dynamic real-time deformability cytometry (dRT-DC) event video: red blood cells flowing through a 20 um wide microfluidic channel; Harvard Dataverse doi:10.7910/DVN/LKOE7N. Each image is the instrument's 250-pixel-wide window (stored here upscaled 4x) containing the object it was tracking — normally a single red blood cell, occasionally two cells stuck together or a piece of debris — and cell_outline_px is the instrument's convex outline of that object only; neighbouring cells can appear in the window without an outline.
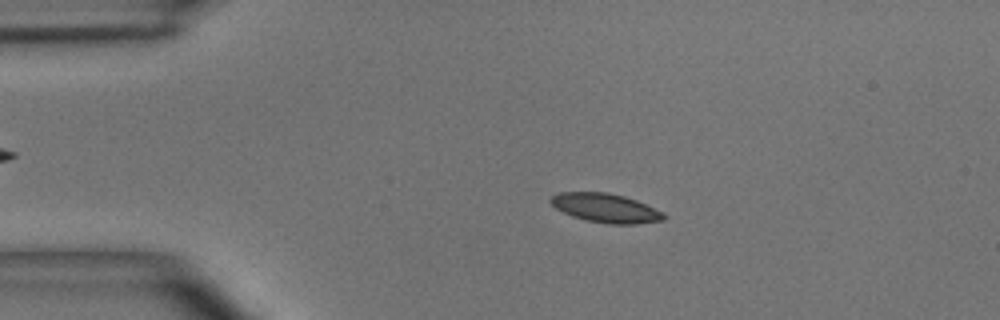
{"species": "common noctule bat (a hibernating species)", "species_latin": "Nyctalus noctula", "temperature_condition": "room temperature", "stored_images_in_passage": 50, "camera_frame_rate_fps": 3000, "um_per_image_px": 0.085, "animal": {"sex": "male", "body_mass_g": 15.6}, "frame": {"image": 1, "passage_image": 10, "time_ms": 3.0, "image_size_px": [1000, 320], "cell_outline_px": [[668, 216], [664, 220], [636, 224], [608, 224], [588, 220], [572, 216], [556, 208], [548, 200], [552, 196], [560, 192], [608, 192], [624, 196], [636, 200], [664, 212]], "centroid_in_image_um": [51.51, 17.68], "position_along_channel_um": 33.5, "area_um2": 19.13}}
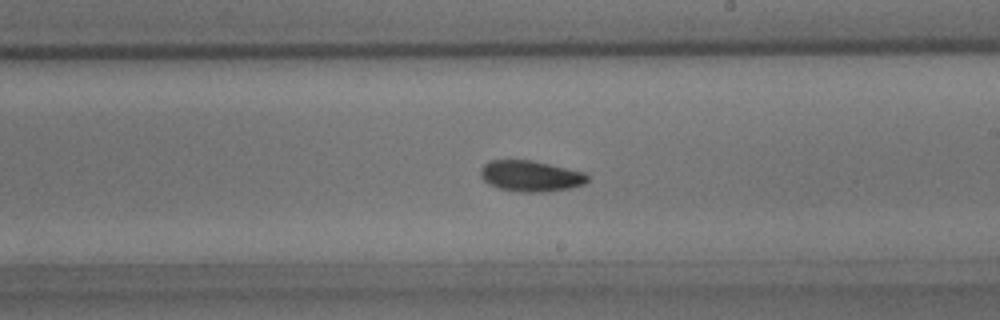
{"frame": {"image": 2, "passage_image": 29, "time_ms": 9.333, "image_size_px": [1000, 320], "cell_outline_px": [[588, 180], [584, 184], [572, 188], [544, 192], [520, 192], [500, 188], [488, 184], [480, 176], [480, 168], [484, 164], [492, 160], [532, 160], [584, 172], [588, 176]], "centroid_in_image_um": [45.1, 14.96], "position_along_channel_um": 243.9, "area_um2": 19.31}}
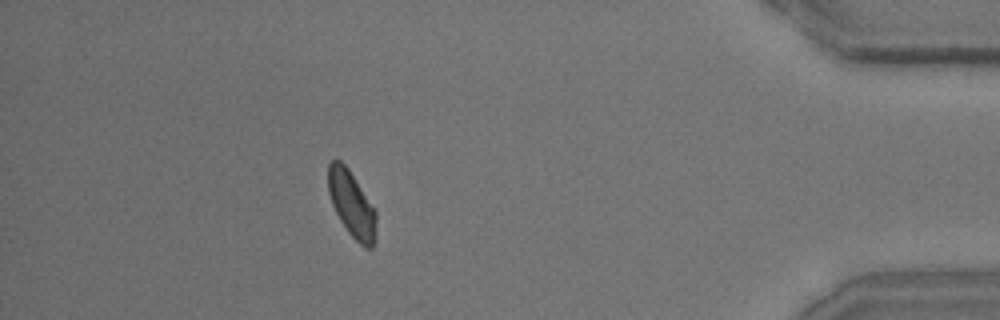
{"frame": {"image": 3, "passage_image": 45, "time_ms": 14.667, "image_size_px": [1000, 320], "cell_outline_px": [[376, 240], [372, 248], [364, 248], [348, 232], [340, 220], [332, 204], [328, 192], [328, 164], [332, 160], [340, 160], [348, 168], [376, 212]], "centroid_in_image_um": [29.89, 17.38], "position_along_channel_um": 405.3, "area_um2": 18.32}, "authors_computed_cell_mechanics": {"area_um2": 18.8428, "velocity_mm_per_s": 3.9389, "shape_relaxation_time_tau1_ms": 4.1204, "shape_relaxation_time_tau2_ms": 8.209, "deformation_change_tau1": 0.0889, "deformation_change_tau2": 0.1141}}